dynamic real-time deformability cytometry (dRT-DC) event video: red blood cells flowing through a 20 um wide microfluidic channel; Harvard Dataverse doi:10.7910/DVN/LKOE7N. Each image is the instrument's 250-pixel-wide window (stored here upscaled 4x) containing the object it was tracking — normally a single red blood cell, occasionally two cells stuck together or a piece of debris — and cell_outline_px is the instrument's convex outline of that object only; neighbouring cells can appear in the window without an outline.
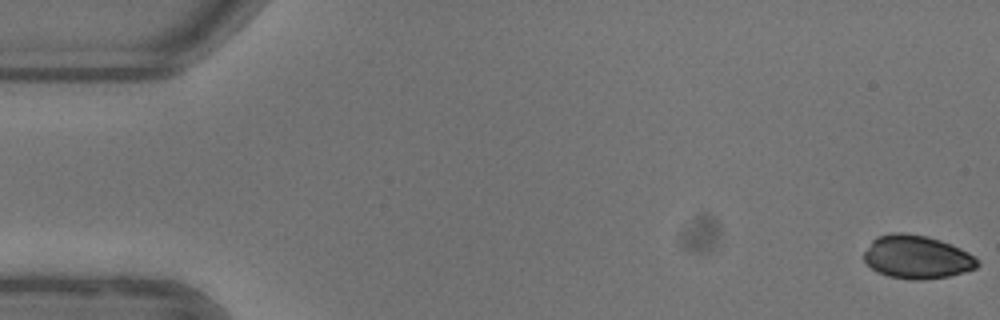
{"species": "common noctule bat (a hibernating species)", "species_latin": "Nyctalus noctula", "temperature_condition": "warm", "stored_images_in_passage": 9, "camera_frame_rate_fps": 3000, "um_per_image_px": 0.085, "animal": {"sex": "female"}, "frame": {"image": 1, "passage_image": 1, "time_ms": 0.0, "image_size_px": [1000, 320], "cell_outline_px": [[980, 264], [976, 268], [964, 272], [948, 276], [924, 280], [912, 280], [888, 276], [876, 272], [864, 260], [864, 252], [872, 240], [876, 236], [892, 232], [904, 232], [928, 236], [940, 240], [960, 248], [968, 252], [980, 260]], "centroid_in_image_um": [77.93, 21.84], "position_along_channel_um": 7.1, "area_um2": 28.9}}